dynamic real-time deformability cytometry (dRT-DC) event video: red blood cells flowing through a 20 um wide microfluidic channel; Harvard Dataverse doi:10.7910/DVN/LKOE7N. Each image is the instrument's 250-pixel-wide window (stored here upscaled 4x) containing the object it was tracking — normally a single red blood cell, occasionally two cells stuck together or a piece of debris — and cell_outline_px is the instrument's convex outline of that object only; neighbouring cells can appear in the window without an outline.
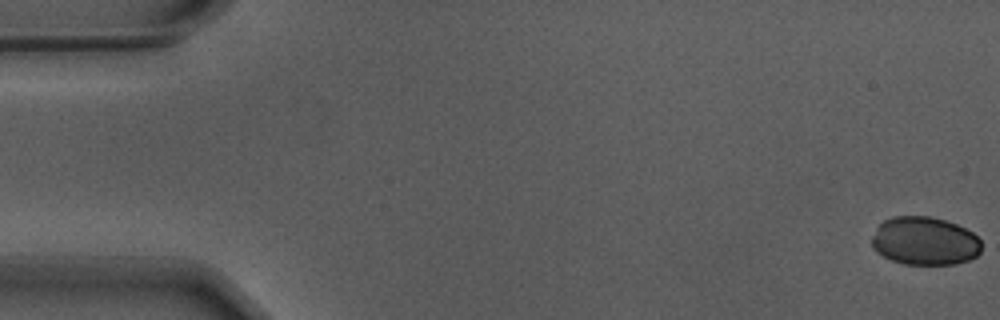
{"species": "Egyptian fruit bat (a non-hibernating species)", "species_latin": "Rousettus aegyptiacus", "temperature_condition": "warm", "stored_images_in_passage": 10, "camera_frame_rate_fps": 3000, "um_per_image_px": 0.085, "animal": {"sex": "male"}, "frame": {"image": 1, "passage_image": 1, "time_ms": 0.0, "image_size_px": [1000, 320], "cell_outline_px": [[980, 252], [976, 256], [968, 260], [956, 264], [904, 264], [892, 260], [876, 252], [872, 248], [872, 236], [876, 228], [884, 220], [892, 216], [928, 216], [944, 220], [956, 224], [972, 232], [980, 240]], "centroid_in_image_um": [78.57, 20.48], "position_along_channel_um": 6.4, "area_um2": 30.81}}